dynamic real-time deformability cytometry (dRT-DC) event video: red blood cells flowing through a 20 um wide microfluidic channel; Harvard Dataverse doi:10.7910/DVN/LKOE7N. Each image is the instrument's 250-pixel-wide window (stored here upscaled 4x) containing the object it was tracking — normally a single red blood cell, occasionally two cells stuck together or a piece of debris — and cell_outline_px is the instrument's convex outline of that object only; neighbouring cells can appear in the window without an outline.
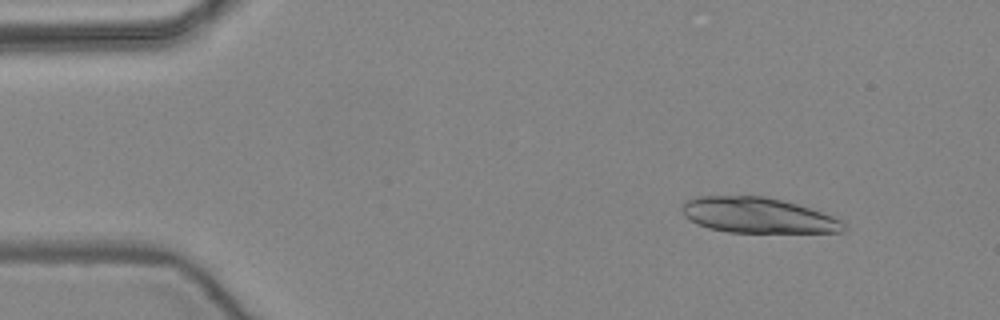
{"species": "common noctule bat (a hibernating species)", "species_latin": "Nyctalus noctula", "temperature_condition": "warm", "stored_images_in_passage": 20, "camera_frame_rate_fps": 3000, "um_per_image_px": 0.085, "animal": {"sex": "female", "body_mass_g": 24.6, "forearm_length_mm": 56.2}, "frame": {"image": 1, "passage_image": 6, "time_ms": 1.667, "image_size_px": [1000, 320], "cell_outline_px": [[848, 228], [844, 232], [728, 232], [708, 228], [696, 224], [684, 216], [680, 208], [680, 204], [684, 200], [696, 196], [764, 196], [784, 200], [832, 216], [840, 220]], "centroid_in_image_um": [64.34, 18.29], "position_along_channel_um": 20.7, "area_um2": 33.52}}